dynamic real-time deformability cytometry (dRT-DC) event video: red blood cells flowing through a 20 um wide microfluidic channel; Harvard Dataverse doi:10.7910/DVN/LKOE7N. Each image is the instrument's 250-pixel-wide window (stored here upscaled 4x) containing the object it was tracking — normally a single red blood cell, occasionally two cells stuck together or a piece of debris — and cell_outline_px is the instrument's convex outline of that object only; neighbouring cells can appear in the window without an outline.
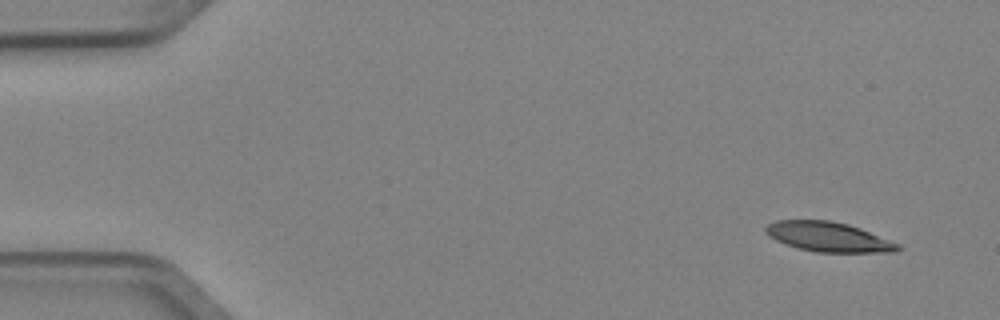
{"species": "Egyptian fruit bat (a non-hibernating species)", "species_latin": "Rousettus aegyptiacus", "temperature_condition": "cold", "stored_images_in_passage": 5, "segment_of_instrument_passage": [1, 2], "camera_frame_rate_fps": 3000, "um_per_image_px": 0.085, "animal": {"sex": "female"}, "frame": {"image": 1, "passage_image": 1, "time_ms": 0.0, "image_size_px": [1000, 320], "cell_outline_px": [[900, 248], [896, 252], [816, 252], [784, 244], [768, 236], [764, 232], [764, 228], [768, 224], [776, 220], [828, 220], [848, 224], [860, 228], [900, 244]], "centroid_in_image_um": [70.39, 20.13], "position_along_channel_um": 14.6, "area_um2": 22.83}}